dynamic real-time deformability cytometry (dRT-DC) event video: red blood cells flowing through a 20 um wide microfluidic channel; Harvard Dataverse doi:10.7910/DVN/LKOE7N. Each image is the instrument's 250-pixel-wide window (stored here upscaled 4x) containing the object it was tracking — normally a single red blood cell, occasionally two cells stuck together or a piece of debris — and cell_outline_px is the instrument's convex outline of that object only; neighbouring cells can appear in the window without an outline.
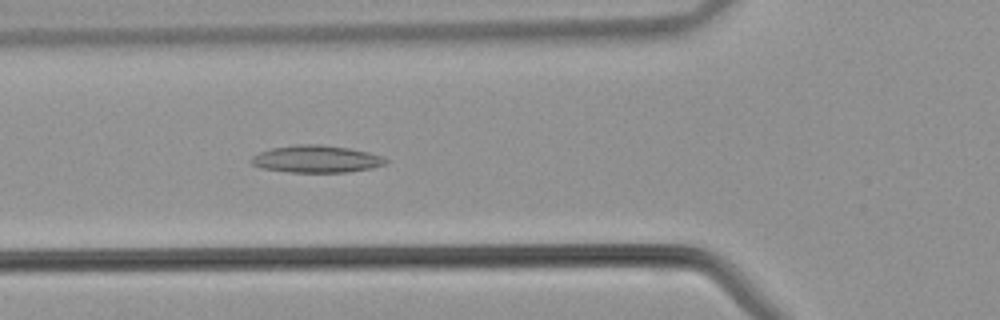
{"species": "common noctule bat (a hibernating species)", "species_latin": "Nyctalus noctula", "temperature_condition": "warm", "stored_images_in_passage": 26, "camera_frame_rate_fps": 3000, "um_per_image_px": 0.085, "animal": {"sex": "male", "body_mass_g": 21.5, "forearm_length_mm": 52.0}, "frame": {"image": 1, "passage_image": 5, "time_ms": 1.333, "image_size_px": [1000, 320], "cell_outline_px": [[388, 160], [384, 164], [372, 168], [348, 172], [288, 172], [260, 168], [252, 164], [248, 160], [252, 156], [260, 152], [272, 148], [296, 144], [320, 144], [348, 148], [368, 152], [380, 156]], "centroid_in_image_um": [26.84, 13.52], "position_along_channel_um": 99.0, "area_um2": 21.33}}
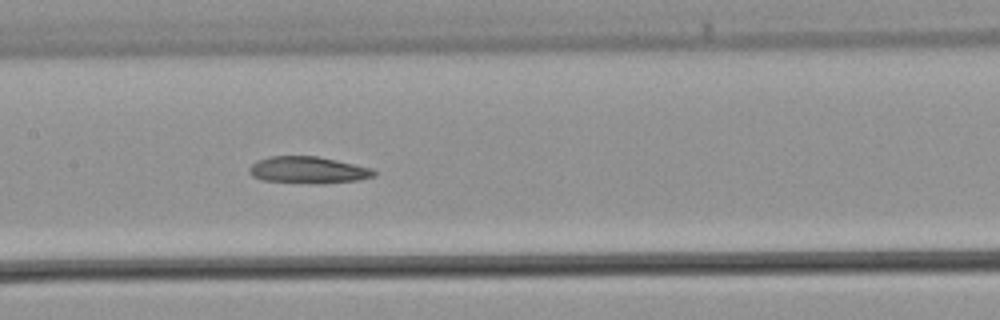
{"frame": {"image": 2, "passage_image": 10, "time_ms": 3.0, "image_size_px": [1000, 320], "cell_outline_px": [[376, 176], [360, 180], [324, 184], [316, 184], [264, 180], [252, 176], [248, 172], [248, 168], [256, 160], [268, 156], [316, 156], [336, 160], [372, 168], [376, 172]], "centroid_in_image_um": [26.19, 14.46], "position_along_channel_um": 181.2, "area_um2": 19.71}}
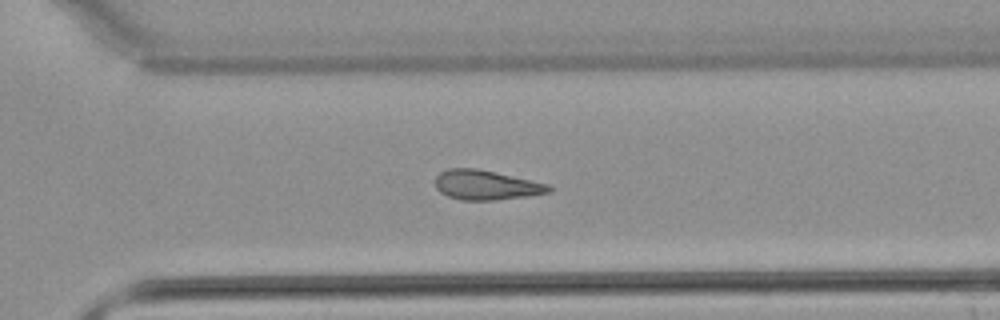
{"frame": {"image": 3, "passage_image": 19, "time_ms": 6.0, "image_size_px": [1000, 320], "cell_outline_px": [[552, 192], [528, 196], [496, 200], [460, 200], [448, 196], [440, 192], [436, 188], [436, 176], [440, 172], [448, 168], [476, 168], [548, 184], [552, 188]], "centroid_in_image_um": [41.31, 15.73], "position_along_channel_um": 329.3, "area_um2": 19.54}}